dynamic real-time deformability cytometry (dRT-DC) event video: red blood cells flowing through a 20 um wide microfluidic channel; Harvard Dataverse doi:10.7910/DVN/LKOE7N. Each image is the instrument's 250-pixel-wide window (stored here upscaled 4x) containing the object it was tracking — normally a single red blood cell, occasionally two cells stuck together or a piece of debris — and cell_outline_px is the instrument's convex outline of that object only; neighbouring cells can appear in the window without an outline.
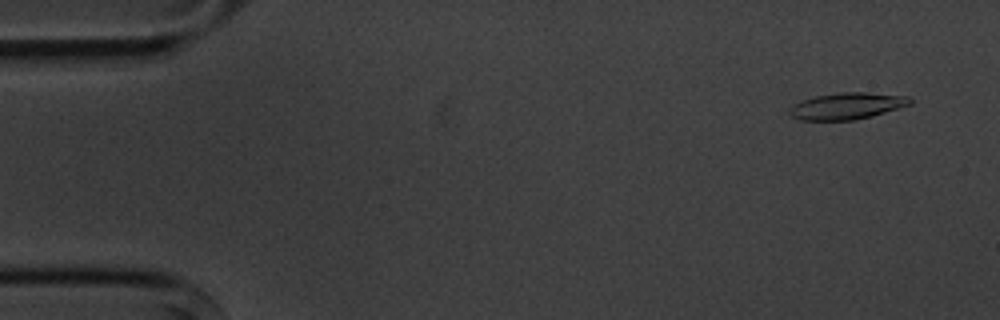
{"species": "common noctule bat (a hibernating species)", "species_latin": "Nyctalus noctula", "temperature_condition": "cold", "stored_images_in_passage": 4, "segment_of_instrument_passage": [2, 2], "camera_frame_rate_fps": 3000, "um_per_image_px": 0.085, "animal": {"sex": "male", "body_mass_g": 20.1, "forearm_length_mm": 53.5}, "frame": {"image": 1, "passage_image": 4, "time_ms": 3.667, "image_size_px": [1000, 320], "cell_outline_px": [[912, 104], [872, 116], [852, 120], [800, 120], [792, 116], [788, 112], [792, 104], [816, 96], [840, 92], [868, 92], [908, 96], [912, 100]], "centroid_in_image_um": [72.01, 9.0], "position_along_channel_um": 13.0, "area_um2": 18.67}}